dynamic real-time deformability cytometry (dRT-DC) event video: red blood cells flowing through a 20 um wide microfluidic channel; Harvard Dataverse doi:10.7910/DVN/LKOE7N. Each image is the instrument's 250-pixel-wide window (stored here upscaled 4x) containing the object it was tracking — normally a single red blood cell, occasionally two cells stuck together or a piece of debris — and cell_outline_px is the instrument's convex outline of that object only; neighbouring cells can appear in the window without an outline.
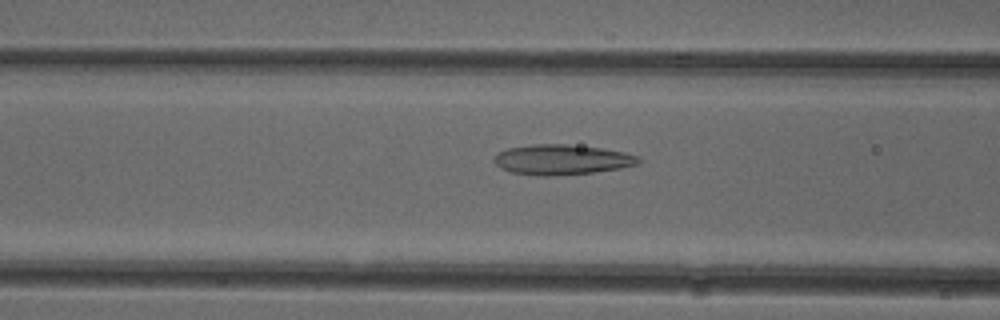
{"species": "common noctule bat (a hibernating species)", "species_latin": "Nyctalus noctula", "temperature_condition": "cold", "stored_images_in_passage": 51, "camera_frame_rate_fps": 3000, "um_per_image_px": 0.085, "animal": {"sex": "female"}, "frame": {"image": 1, "passage_image": 20, "time_ms": 6.333, "image_size_px": [1000, 320], "cell_outline_px": [[640, 164], [620, 168], [592, 172], [552, 176], [536, 176], [512, 172], [500, 168], [492, 160], [492, 156], [496, 152], [508, 148], [532, 144], [568, 144], [600, 148], [624, 152], [640, 156]], "centroid_in_image_um": [47.71, 13.56], "position_along_channel_um": 118.9, "area_um2": 25.61}}
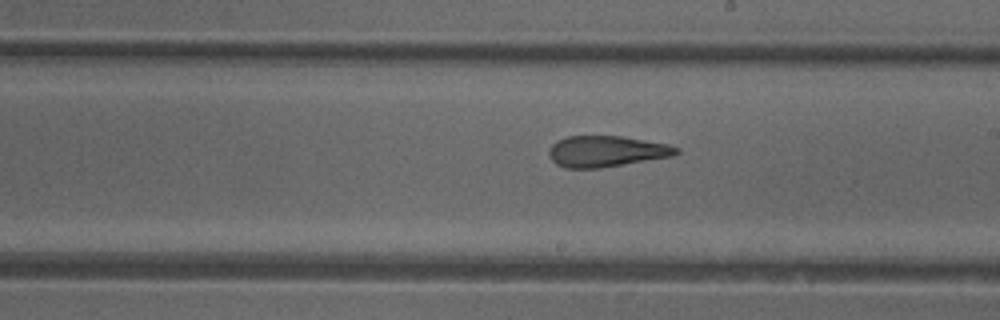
{"frame": {"image": 2, "passage_image": 29, "time_ms": 9.333, "image_size_px": [1000, 320], "cell_outline_px": [[680, 152], [672, 156], [600, 168], [564, 168], [556, 164], [548, 156], [548, 148], [556, 140], [568, 136], [620, 136], [668, 144], [680, 148]], "centroid_in_image_um": [51.5, 12.86], "position_along_channel_um": 237.5, "area_um2": 23.12}}
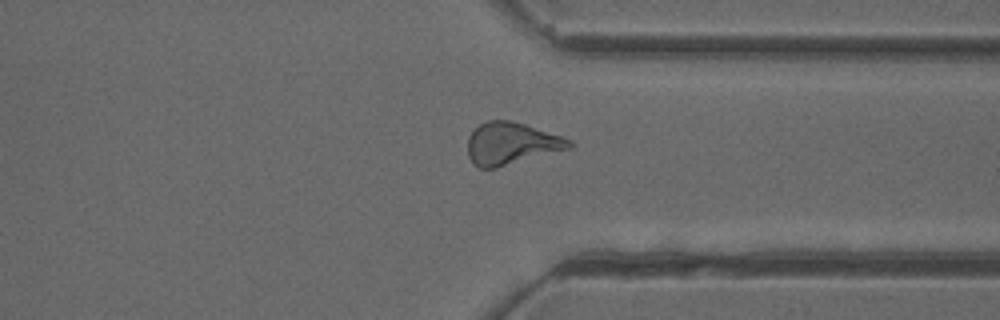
{"frame": {"image": 3, "passage_image": 39, "time_ms": 12.667, "image_size_px": [1000, 320], "cell_outline_px": [[572, 148], [496, 168], [480, 168], [472, 164], [468, 156], [468, 136], [480, 124], [488, 120], [508, 120], [524, 124], [572, 140]], "centroid_in_image_um": [43.44, 12.21], "position_along_channel_um": 368.0, "area_um2": 24.85}, "authors_computed_cell_mechanics": {"area_um2": 25.0852, "velocity_mm_per_s": 3.9471, "shape_relaxation_time_tau1_ms": 11.034, "shape_relaxation_time_tau2_ms": 2.3479, "deformation_change_tau1": 0.2479, "deformation_change_tau2": 0.1259}}